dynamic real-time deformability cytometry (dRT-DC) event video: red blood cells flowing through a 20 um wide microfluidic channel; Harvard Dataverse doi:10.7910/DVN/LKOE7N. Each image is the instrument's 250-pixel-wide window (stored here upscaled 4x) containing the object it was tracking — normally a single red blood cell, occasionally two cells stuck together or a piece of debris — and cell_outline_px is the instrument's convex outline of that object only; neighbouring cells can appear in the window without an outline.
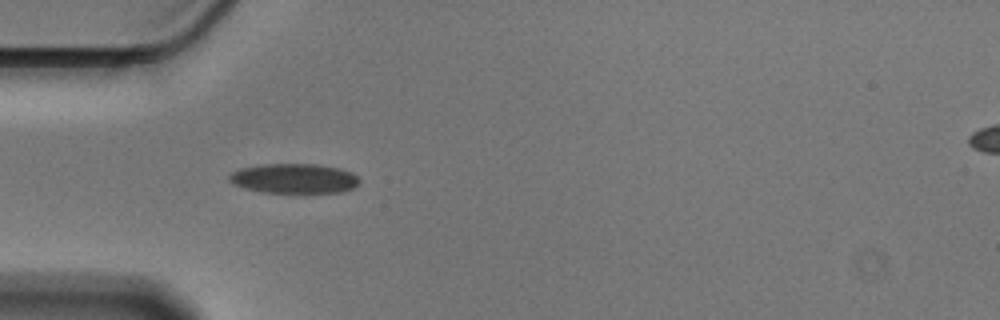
{"species": "Egyptian fruit bat (a non-hibernating species)", "species_latin": "Rousettus aegyptiacus", "temperature_condition": "cold", "stored_images_in_passage": 40, "camera_frame_rate_fps": 3000, "um_per_image_px": 0.085, "animal": {"sex": "male"}, "frame": {"image": 1, "passage_image": 1, "time_ms": 0.0, "image_size_px": [1000, 320], "cell_outline_px": [[360, 184], [352, 188], [340, 192], [264, 192], [244, 188], [232, 184], [228, 180], [228, 176], [232, 172], [240, 168], [260, 164], [316, 164], [340, 168], [352, 172], [360, 180]], "centroid_in_image_um": [24.98, 15.16], "position_along_channel_um": 60.0, "area_um2": 22.6}}
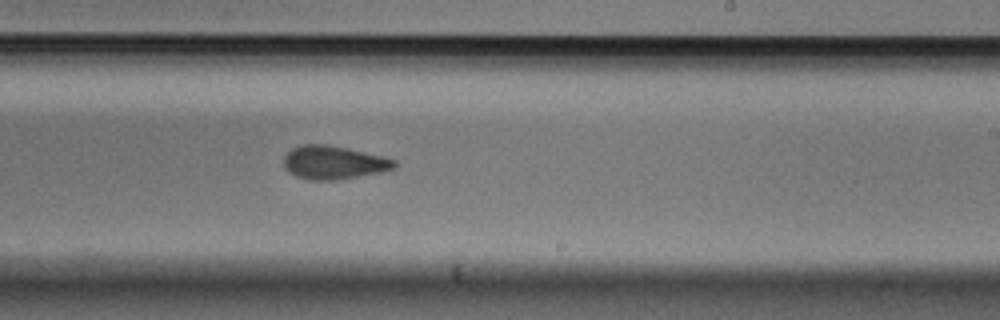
{"frame": {"image": 2, "passage_image": 18, "time_ms": 5.667, "image_size_px": [1000, 320], "cell_outline_px": [[396, 168], [380, 172], [336, 180], [308, 180], [296, 176], [288, 172], [284, 168], [284, 156], [292, 148], [304, 144], [328, 144], [348, 148], [384, 156], [396, 160]], "centroid_in_image_um": [28.36, 13.81], "position_along_channel_um": 260.6, "area_um2": 21.68}}
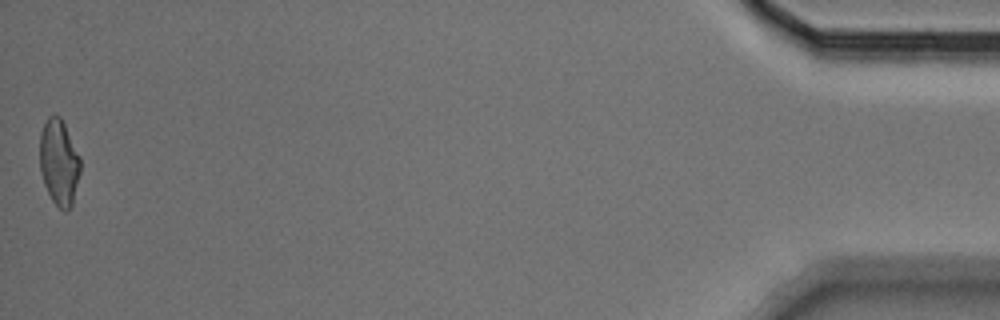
{"frame": {"image": 3, "passage_image": 40, "time_ms": 13.0, "image_size_px": [1000, 320], "cell_outline_px": [[80, 172], [72, 204], [68, 212], [64, 212], [52, 200], [44, 184], [40, 168], [40, 132], [48, 116], [60, 116], [80, 156]], "centroid_in_image_um": [5.02, 13.81], "position_along_channel_um": 430.2, "area_um2": 20.17}, "authors_computed_cell_mechanics": {"area_um2": 21.5883, "velocity_mm_per_s": 3.5838, "shape_relaxation_time_tau1_ms": 3.9084, "shape_relaxation_time_tau2_ms": 2.8185, "deformation_change_tau1": 0.1069, "deformation_change_tau2": 0.09}}